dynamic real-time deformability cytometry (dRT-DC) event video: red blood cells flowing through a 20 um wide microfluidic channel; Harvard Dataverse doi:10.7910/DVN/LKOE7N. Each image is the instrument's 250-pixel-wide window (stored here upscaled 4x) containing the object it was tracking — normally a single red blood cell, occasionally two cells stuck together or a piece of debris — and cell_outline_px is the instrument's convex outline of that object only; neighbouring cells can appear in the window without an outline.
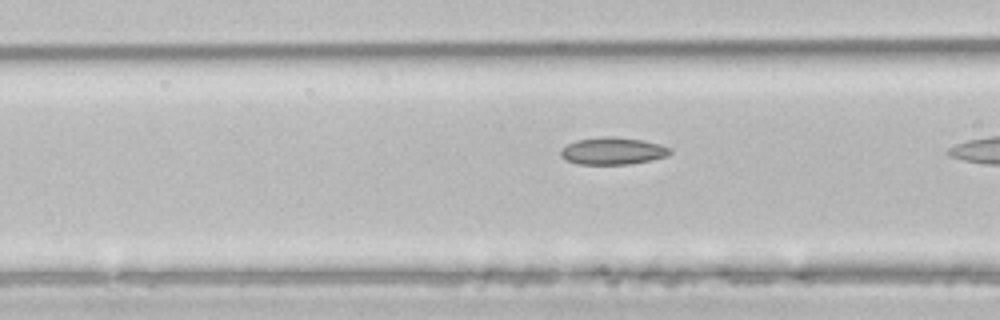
{"species": "common noctule bat (a hibernating species)", "species_latin": "Nyctalus noctula", "temperature_condition": "room temperature", "stored_images_in_passage": 6, "camera_frame_rate_fps": 3000, "um_per_image_px": 0.085, "animal": {"sex": "male", "body_mass_g": 21.5, "forearm_length_mm": 52.0}, "frame": {"image": 1, "passage_image": 4, "time_ms": 1.0, "image_size_px": [1000, 320], "cell_outline_px": [[672, 152], [668, 156], [652, 160], [628, 164], [580, 164], [568, 160], [560, 156], [560, 152], [568, 144], [576, 140], [604, 136], [612, 136], [640, 140], [660, 144], [672, 148]], "centroid_in_image_um": [52.13, 12.83], "position_along_channel_um": 114.5, "area_um2": 17.22}}